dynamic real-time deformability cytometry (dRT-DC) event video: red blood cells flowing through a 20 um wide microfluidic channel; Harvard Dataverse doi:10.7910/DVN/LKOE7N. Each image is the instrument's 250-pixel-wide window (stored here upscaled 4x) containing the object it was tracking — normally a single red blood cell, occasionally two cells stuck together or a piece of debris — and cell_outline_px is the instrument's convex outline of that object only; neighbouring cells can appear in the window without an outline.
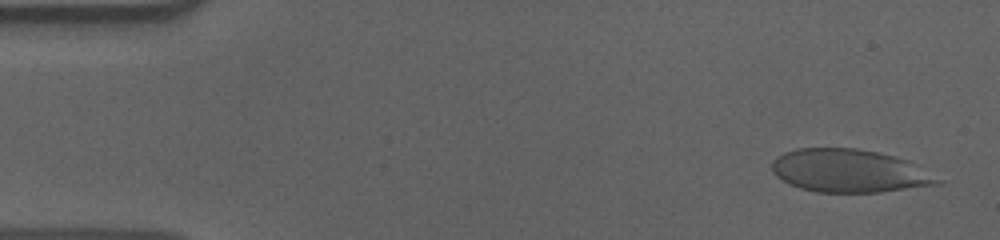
{"species": "human", "species_latin": "Homo sapiens", "temperature_condition": "cold", "stored_images_in_passage": 55, "camera_frame_rate_fps": 3000, "um_per_image_px": 0.085, "donor": {"sex": "male"}, "frame": {"image": 1, "passage_image": 2, "time_ms": 0.333, "image_size_px": [1000, 240], "cell_outline_px": [[944, 184], [880, 192], [816, 192], [800, 188], [788, 184], [776, 176], [772, 172], [772, 160], [776, 156], [784, 152], [796, 148], [856, 148], [876, 152], [908, 160], [916, 164], [944, 180]], "centroid_in_image_um": [72.2, 14.53], "position_along_channel_um": 12.8, "area_um2": 41.91}}
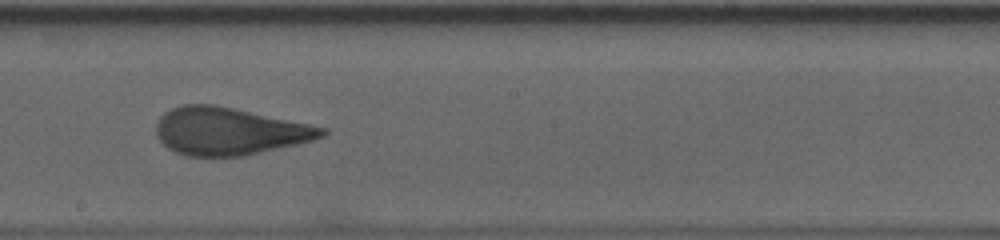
{"frame": {"image": 2, "passage_image": 30, "time_ms": 9.667, "image_size_px": [1000, 240], "cell_outline_px": [[328, 132], [324, 136], [312, 140], [296, 144], [244, 156], [184, 156], [168, 148], [156, 136], [156, 124], [160, 116], [164, 112], [172, 108], [184, 104], [216, 104], [328, 128]], "centroid_in_image_um": [19.46, 11.15], "position_along_channel_um": 228.7, "area_um2": 45.89}}
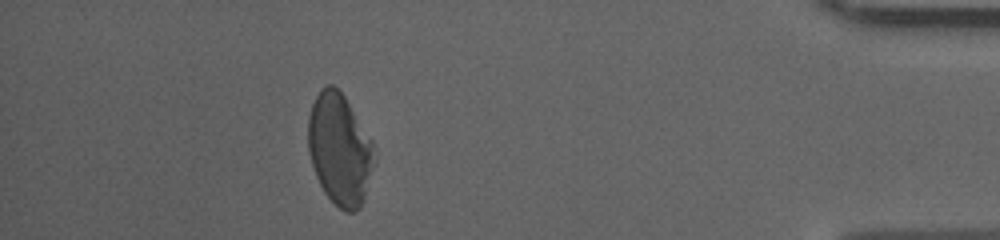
{"frame": {"image": 3, "passage_image": 49, "time_ms": 16.0, "image_size_px": [1000, 240], "cell_outline_px": [[376, 160], [364, 200], [360, 208], [356, 212], [344, 212], [324, 192], [316, 176], [308, 152], [308, 116], [312, 104], [320, 88], [328, 84], [332, 84], [344, 96], [372, 140]], "centroid_in_image_um": [28.88, 12.71], "position_along_channel_um": 406.3, "area_um2": 43.12}, "authors_computed_cell_mechanics": {"area_um2": 45.084, "velocity_mm_per_s": 3.6107, "shape_relaxation_time_tau1_ms": 8.1873, "shape_relaxation_time_tau2_ms": null, "deformation_change_tau1": 0.2053, "deformation_change_tau2": null}}